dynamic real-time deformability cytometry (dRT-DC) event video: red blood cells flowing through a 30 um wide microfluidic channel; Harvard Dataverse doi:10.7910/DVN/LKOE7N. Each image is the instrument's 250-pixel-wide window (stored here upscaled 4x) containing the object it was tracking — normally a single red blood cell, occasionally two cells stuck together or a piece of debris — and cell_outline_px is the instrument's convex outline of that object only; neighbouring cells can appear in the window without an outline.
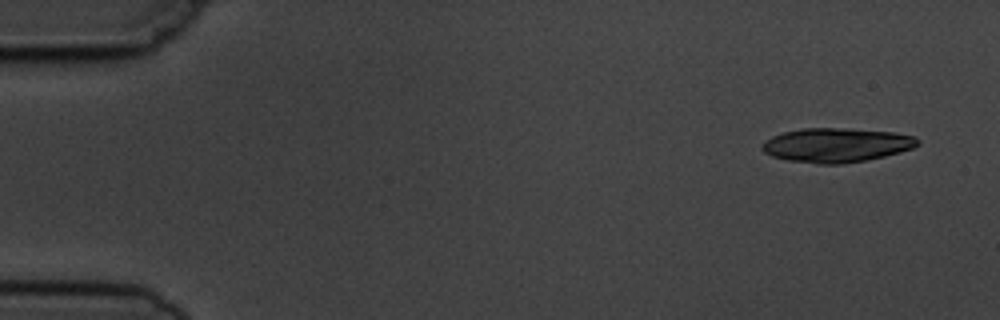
{"species": "common noctule bat (a hibernating species)", "species_latin": "Nyctalus noctula", "temperature_condition": "cold", "stored_images_in_passage": 3, "camera_frame_rate_fps": 3000, "um_per_image_px": 0.085, "animal": {"sex": "male", "body_mass_g": 19.5, "forearm_length_mm": 54.6}, "frame": {"image": 1, "passage_image": 1, "time_ms": 0.0, "image_size_px": [1000, 320], "cell_outline_px": [[920, 144], [912, 148], [900, 152], [884, 156], [864, 160], [840, 164], [820, 164], [788, 160], [772, 156], [764, 152], [760, 148], [772, 136], [784, 132], [804, 128], [848, 128], [892, 132], [916, 136], [920, 140]], "centroid_in_image_um": [71.13, 12.32], "position_along_channel_um": 13.9, "area_um2": 30.87}}